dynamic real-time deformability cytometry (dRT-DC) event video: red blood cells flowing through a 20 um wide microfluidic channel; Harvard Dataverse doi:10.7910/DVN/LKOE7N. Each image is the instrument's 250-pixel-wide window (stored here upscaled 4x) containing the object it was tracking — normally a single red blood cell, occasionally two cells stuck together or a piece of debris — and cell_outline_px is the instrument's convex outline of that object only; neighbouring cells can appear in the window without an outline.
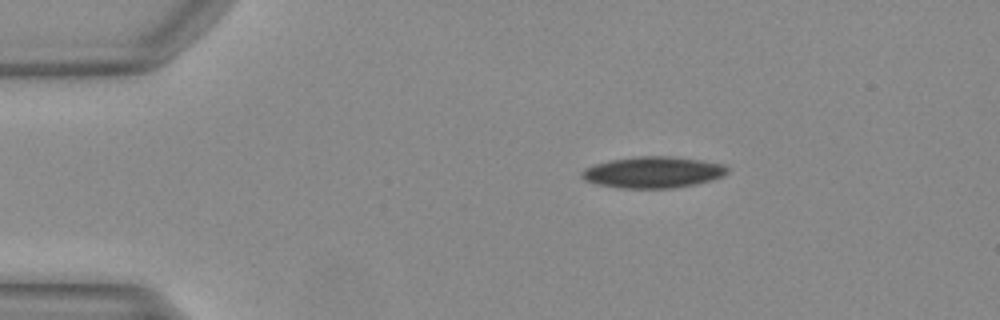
{"species": "Egyptian fruit bat (a non-hibernating species)", "species_latin": "Rousettus aegyptiacus", "temperature_condition": "warm", "stored_images_in_passage": 44, "camera_frame_rate_fps": 3000, "um_per_image_px": 0.085, "animal": {"sex": "female"}, "frame": {"image": 1, "passage_image": 3, "time_ms": 0.667, "image_size_px": [1000, 320], "cell_outline_px": [[728, 172], [724, 176], [712, 180], [696, 184], [672, 188], [620, 188], [596, 184], [584, 180], [580, 176], [580, 172], [584, 168], [592, 164], [612, 160], [636, 156], [668, 156], [700, 160], [724, 164], [728, 168]], "centroid_in_image_um": [55.48, 14.64], "position_along_channel_um": 29.5, "area_um2": 26.76}}
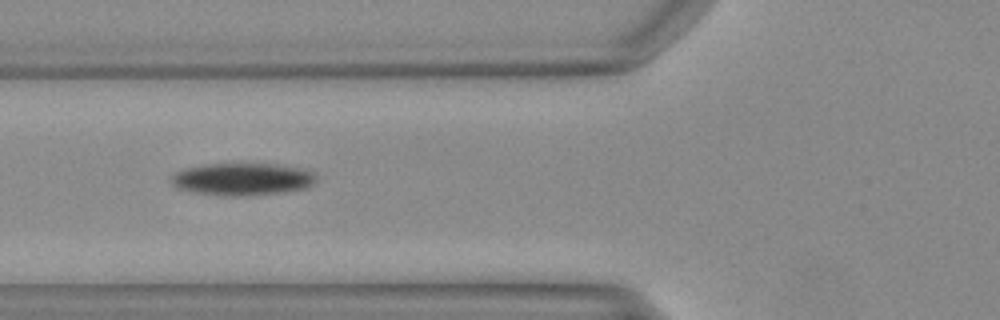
{"frame": {"image": 2, "passage_image": 13, "time_ms": 4.0, "image_size_px": [1000, 320], "cell_outline_px": [[316, 180], [308, 188], [280, 192], [236, 196], [228, 196], [196, 192], [176, 188], [168, 180], [176, 172], [184, 168], [204, 164], [276, 164], [300, 168], [316, 172]], "centroid_in_image_um": [20.59, 15.22], "position_along_channel_um": 105.2, "area_um2": 27.28}}
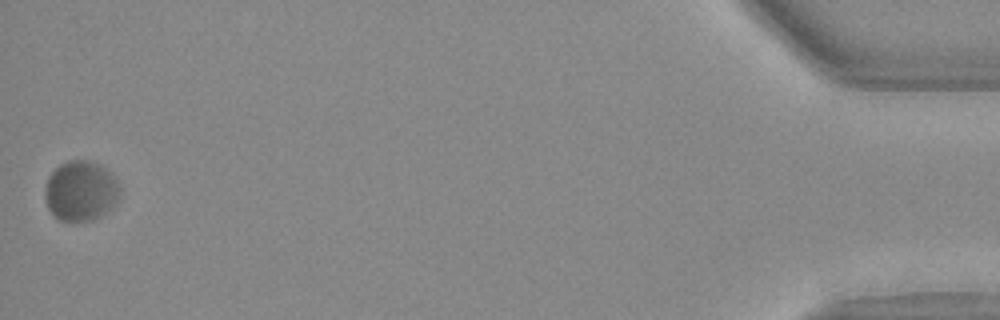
{"frame": {"image": 3, "passage_image": 44, "time_ms": 14.333, "image_size_px": [1000, 320], "cell_outline_px": [[120, 196], [100, 216], [92, 220], [60, 220], [48, 208], [44, 196], [44, 188], [48, 176], [60, 164], [68, 160], [88, 160], [100, 164], [116, 180], [120, 188]], "centroid_in_image_um": [6.82, 16.2], "position_along_channel_um": 428.4, "area_um2": 25.89}}